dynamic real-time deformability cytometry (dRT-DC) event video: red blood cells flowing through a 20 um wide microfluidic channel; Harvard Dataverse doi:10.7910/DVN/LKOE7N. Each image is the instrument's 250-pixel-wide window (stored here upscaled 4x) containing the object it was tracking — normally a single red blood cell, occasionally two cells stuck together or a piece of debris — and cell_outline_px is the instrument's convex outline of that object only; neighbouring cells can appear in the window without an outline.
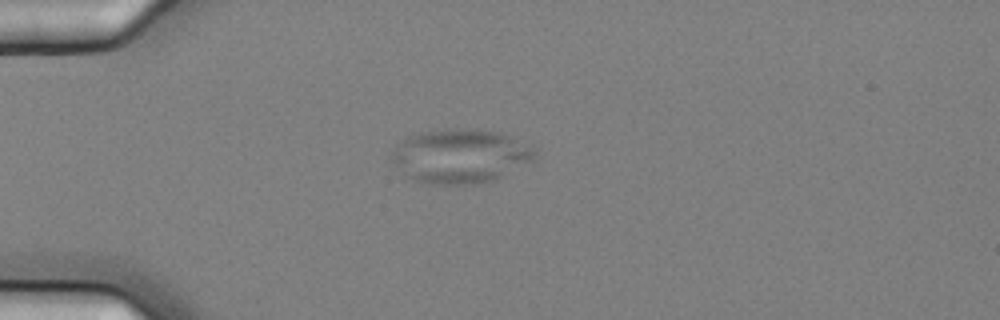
{"species": "common noctule bat (a hibernating species)", "species_latin": "Nyctalus noctula", "temperature_condition": "cold", "stored_images_in_passage": 4, "camera_frame_rate_fps": 3000, "um_per_image_px": 0.085, "animal": {"sex": "female", "body_mass_g": 25.1}, "frame": {"image": 1, "passage_image": 1, "time_ms": 0.0, "image_size_px": [1000, 320], "cell_outline_px": [[540, 156], [536, 160], [496, 180], [472, 184], [420, 184], [408, 176], [392, 160], [392, 152], [396, 144], [408, 136], [420, 132], [444, 128], [484, 128], [500, 132], [512, 136], [536, 148]], "centroid_in_image_um": [39.22, 13.24], "position_along_channel_um": 45.8, "area_um2": 46.18}}
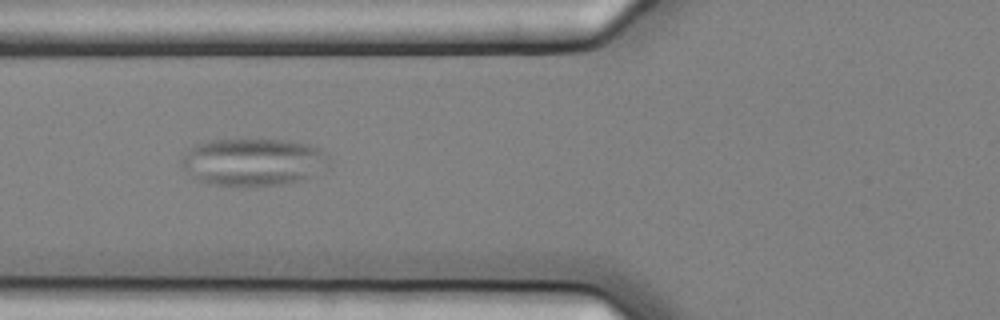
{"frame": {"image": 2, "passage_image": 3, "time_ms": 0.667, "image_size_px": [1000, 320], "cell_outline_px": [[328, 168], [304, 180], [256, 188], [208, 184], [192, 176], [180, 164], [180, 160], [196, 144], [212, 140], [288, 140], [308, 144], [324, 148], [328, 156]], "centroid_in_image_um": [21.59, 13.8], "position_along_channel_um": 104.2, "area_um2": 41.38}}
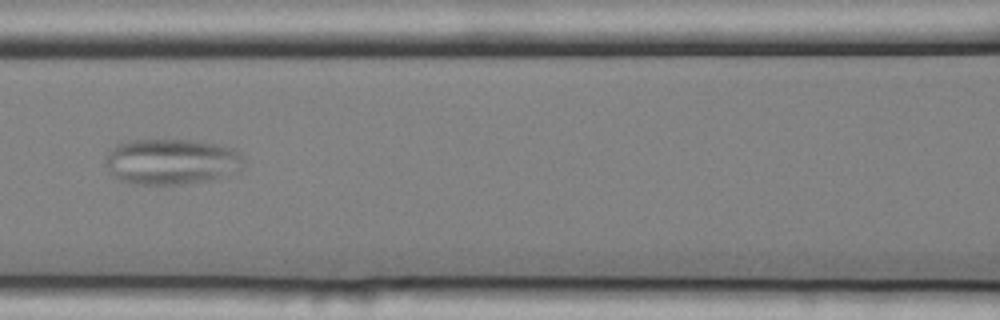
{"frame": {"image": 3, "passage_image": 4, "time_ms": 1.0, "image_size_px": [1000, 320], "cell_outline_px": [[244, 164], [240, 168], [220, 176], [204, 180], [184, 184], [140, 184], [120, 180], [112, 172], [104, 160], [108, 152], [116, 144], [136, 140], [192, 140], [220, 144], [236, 148], [244, 156]], "centroid_in_image_um": [14.6, 13.71], "position_along_channel_um": 152.0, "area_um2": 36.47}}